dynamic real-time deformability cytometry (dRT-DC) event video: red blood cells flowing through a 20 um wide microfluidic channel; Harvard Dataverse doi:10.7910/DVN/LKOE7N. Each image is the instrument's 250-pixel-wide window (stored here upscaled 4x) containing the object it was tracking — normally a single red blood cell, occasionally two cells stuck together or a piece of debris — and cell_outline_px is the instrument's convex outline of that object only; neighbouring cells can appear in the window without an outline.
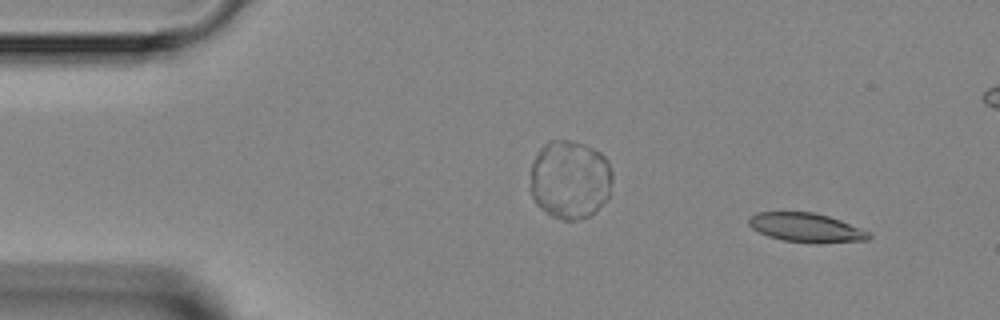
{"species": "Egyptian fruit bat (a non-hibernating species)", "species_latin": "Rousettus aegyptiacus", "temperature_condition": "room temperature", "stored_images_in_passage": 3, "segment_of_instrument_passage": [2, 2], "camera_frame_rate_fps": 3000, "um_per_image_px": 0.085, "animal": {"sex": "female"}, "frame": {"image": 1, "passage_image": 3, "time_ms": 2.333, "image_size_px": [1000, 320], "cell_outline_px": [[872, 236], [868, 240], [816, 244], [784, 240], [768, 236], [752, 228], [748, 224], [748, 216], [756, 212], [812, 212], [828, 216], [840, 220], [860, 228], [868, 232]], "centroid_in_image_um": [68.51, 19.35], "position_along_channel_um": 16.5, "area_um2": 20.4}}